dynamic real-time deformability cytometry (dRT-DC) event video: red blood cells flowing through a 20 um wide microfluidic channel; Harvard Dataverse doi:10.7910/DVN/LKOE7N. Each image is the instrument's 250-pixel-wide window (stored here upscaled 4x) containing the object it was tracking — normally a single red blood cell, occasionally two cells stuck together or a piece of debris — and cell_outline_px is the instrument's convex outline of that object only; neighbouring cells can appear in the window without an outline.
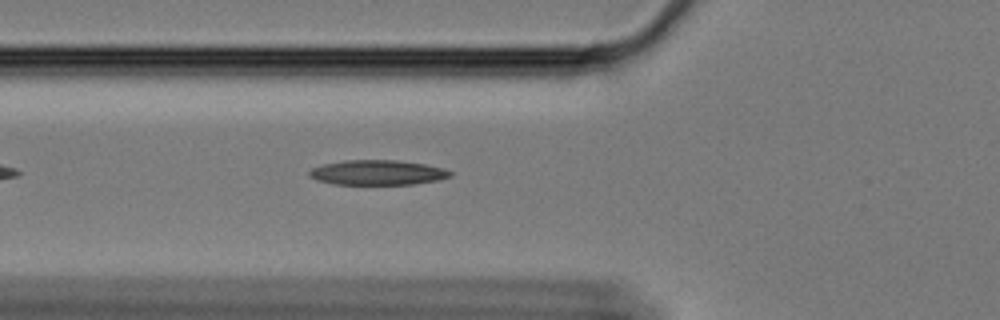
{"species": "Egyptian fruit bat (a non-hibernating species)", "species_latin": "Rousettus aegyptiacus", "temperature_condition": "cold", "stored_images_in_passage": 39, "camera_frame_rate_fps": 3000, "um_per_image_px": 0.085, "animal": {"sex": "female"}, "frame": {"image": 1, "passage_image": 8, "time_ms": 2.333, "image_size_px": [1000, 320], "cell_outline_px": [[452, 176], [436, 180], [412, 184], [332, 184], [316, 180], [308, 176], [308, 172], [312, 168], [324, 164], [344, 160], [396, 160], [424, 164], [444, 168], [452, 172]], "centroid_in_image_um": [32.06, 14.66], "position_along_channel_um": 93.7, "area_um2": 20.4}}
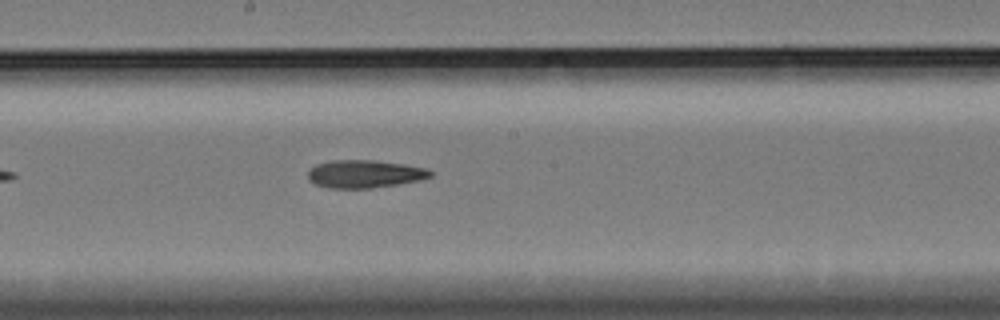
{"frame": {"image": 2, "passage_image": 19, "time_ms": 6.0, "image_size_px": [1000, 320], "cell_outline_px": [[432, 176], [420, 180], [372, 188], [328, 188], [316, 184], [308, 180], [308, 172], [316, 164], [332, 160], [376, 160], [404, 164], [428, 168], [432, 172]], "centroid_in_image_um": [31.0, 14.78], "position_along_channel_um": 217.2, "area_um2": 19.88}}
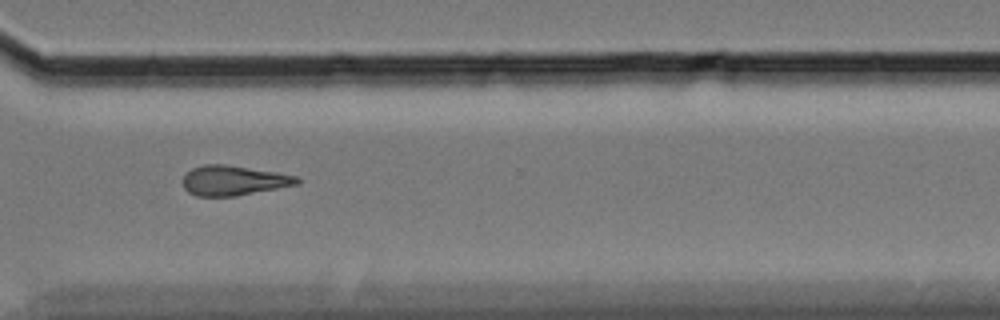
{"frame": {"image": 3, "passage_image": 31, "time_ms": 10.0, "image_size_px": [1000, 320], "cell_outline_px": [[300, 184], [236, 196], [196, 196], [188, 192], [184, 188], [184, 176], [192, 168], [204, 164], [224, 164], [276, 172], [296, 176], [300, 180]], "centroid_in_image_um": [19.86, 15.34], "position_along_channel_um": 350.7, "area_um2": 19.77}, "authors_computed_cell_mechanics": {"area_um2": 19.7676, "velocity_mm_per_s": 3.3496, "shape_relaxation_time_tau1_ms": 8.586, "shape_relaxation_time_tau2_ms": 4.4002, "deformation_change_tau1": 0.1885, "deformation_change_tau2": 0.1509}}